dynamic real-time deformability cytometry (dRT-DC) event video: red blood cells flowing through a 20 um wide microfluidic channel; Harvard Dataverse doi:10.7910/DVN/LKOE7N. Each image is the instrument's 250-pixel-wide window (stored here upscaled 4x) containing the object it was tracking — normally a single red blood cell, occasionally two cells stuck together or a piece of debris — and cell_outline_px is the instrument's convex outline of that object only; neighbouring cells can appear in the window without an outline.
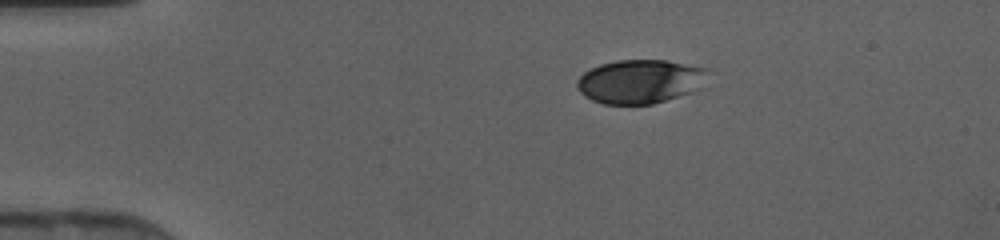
{"species": "human", "species_latin": "Homo sapiens", "temperature_condition": "cold", "stored_images_in_passage": 38, "camera_frame_rate_fps": 3000, "um_per_image_px": 0.085, "donor": {"sex": "female"}, "frame": {"image": 1, "passage_image": 1, "time_ms": 0.0, "image_size_px": [1000, 240], "cell_outline_px": [[708, 72], [700, 88], [692, 92], [652, 104], [604, 104], [592, 100], [584, 96], [580, 92], [576, 84], [576, 80], [584, 72], [600, 64], [616, 60], [668, 60], [704, 68]], "centroid_in_image_um": [54.37, 6.92], "position_along_channel_um": 30.6, "area_um2": 33.35}}
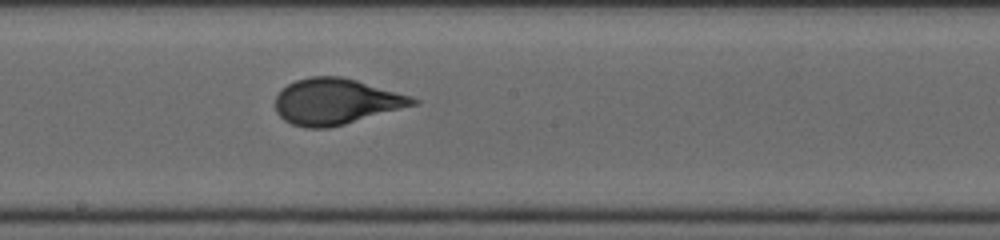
{"frame": {"image": 2, "passage_image": 18, "time_ms": 5.667, "image_size_px": [1000, 240], "cell_outline_px": [[420, 104], [344, 124], [328, 128], [304, 128], [292, 124], [284, 120], [276, 112], [276, 96], [288, 84], [296, 80], [312, 76], [340, 76], [356, 80], [412, 96], [420, 100]], "centroid_in_image_um": [28.58, 8.64], "position_along_channel_um": 219.6, "area_um2": 36.82}}
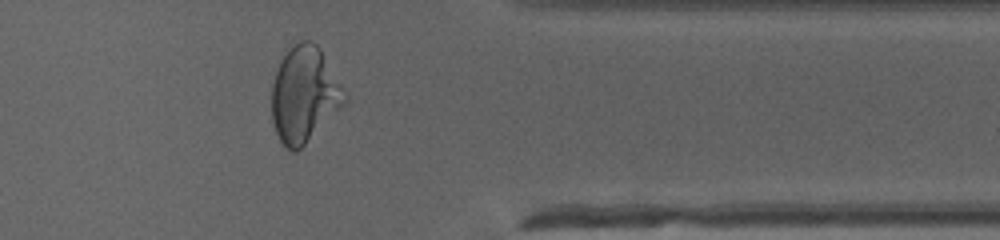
{"frame": {"image": 3, "passage_image": 30, "time_ms": 9.667, "image_size_px": [1000, 240], "cell_outline_px": [[348, 104], [296, 152], [292, 152], [280, 140], [276, 132], [272, 120], [272, 84], [280, 60], [300, 40], [312, 40], [320, 48], [348, 96]], "centroid_in_image_um": [25.91, 8.06], "position_along_channel_um": 385.5, "area_um2": 40.75}}